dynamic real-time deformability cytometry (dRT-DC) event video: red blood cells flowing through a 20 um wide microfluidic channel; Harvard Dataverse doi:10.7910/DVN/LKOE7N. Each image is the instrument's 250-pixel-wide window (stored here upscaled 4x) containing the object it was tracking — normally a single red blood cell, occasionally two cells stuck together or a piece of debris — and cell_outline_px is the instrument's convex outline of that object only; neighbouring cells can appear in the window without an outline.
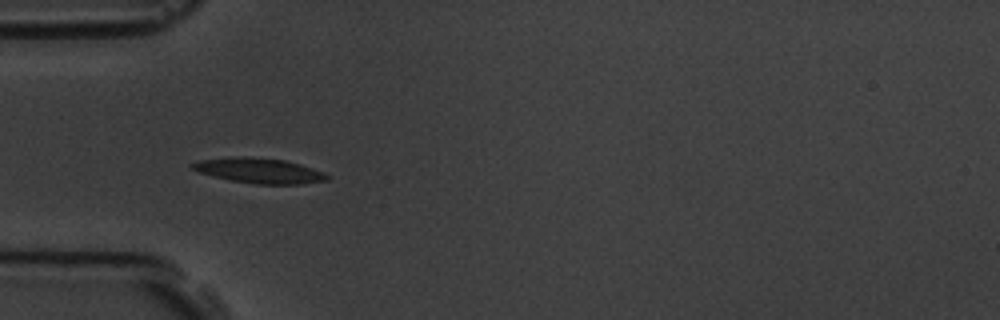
{"species": "common noctule bat (a hibernating species)", "species_latin": "Nyctalus noctula", "temperature_condition": "room temperature", "stored_images_in_passage": 6, "camera_frame_rate_fps": 3000, "um_per_image_px": 0.085, "animal": {"sex": "male", "body_mass_g": 19.5, "forearm_length_mm": 54.6}, "frame": {"image": 1, "passage_image": 5, "time_ms": 4.667, "image_size_px": [1000, 320], "cell_outline_px": [[328, 180], [300, 184], [256, 184], [232, 180], [212, 176], [200, 172], [192, 168], [188, 164], [200, 160], [236, 156], [248, 156], [284, 160], [300, 164], [324, 172], [328, 176]], "centroid_in_image_um": [22.02, 14.49], "position_along_channel_um": 63.0, "area_um2": 19.65}}
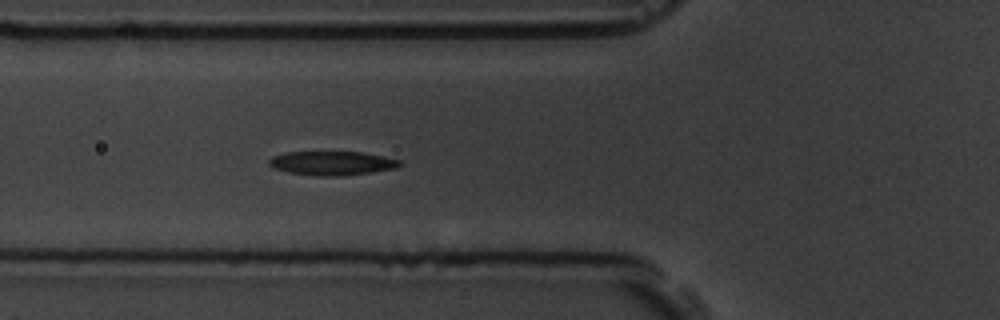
{"frame": {"image": 2, "passage_image": 6, "time_ms": 5.667, "image_size_px": [1000, 320], "cell_outline_px": [[400, 164], [396, 168], [372, 172], [344, 176], [316, 176], [288, 172], [272, 168], [268, 164], [268, 160], [272, 156], [284, 152], [360, 152], [384, 156], [400, 160]], "centroid_in_image_um": [28.18, 13.87], "position_along_channel_um": 97.6, "area_um2": 18.38}}